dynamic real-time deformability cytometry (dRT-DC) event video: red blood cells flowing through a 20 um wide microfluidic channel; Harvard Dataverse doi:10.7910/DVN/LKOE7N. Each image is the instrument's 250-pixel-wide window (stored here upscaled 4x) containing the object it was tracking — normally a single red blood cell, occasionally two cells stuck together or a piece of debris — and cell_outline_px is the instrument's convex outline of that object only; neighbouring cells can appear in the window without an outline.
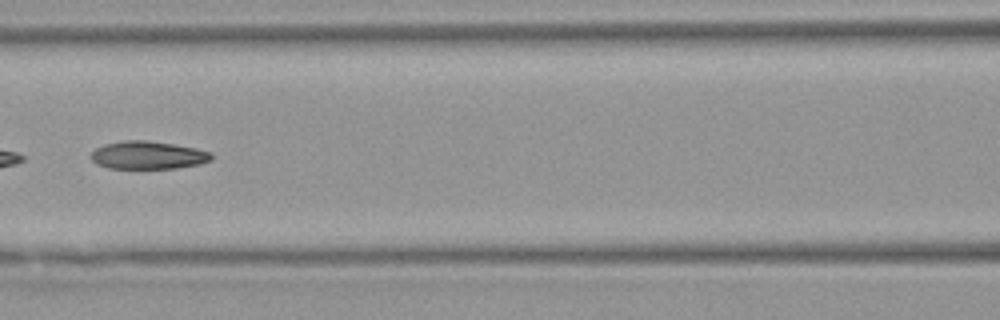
{"species": "Egyptian fruit bat (a non-hibernating species)", "species_latin": "Rousettus aegyptiacus", "temperature_condition": "warm", "stored_images_in_passage": 6, "camera_frame_rate_fps": 3000, "um_per_image_px": 0.085, "animal": {"sex": "female"}, "frame": {"image": 1, "passage_image": 6, "time_ms": 7.0, "image_size_px": [1000, 320], "cell_outline_px": [[212, 160], [200, 164], [176, 168], [108, 168], [96, 164], [92, 160], [92, 152], [96, 148], [104, 144], [124, 140], [148, 140], [196, 148], [212, 152]], "centroid_in_image_um": [12.59, 13.19], "position_along_channel_um": 154.0, "area_um2": 19.59}}